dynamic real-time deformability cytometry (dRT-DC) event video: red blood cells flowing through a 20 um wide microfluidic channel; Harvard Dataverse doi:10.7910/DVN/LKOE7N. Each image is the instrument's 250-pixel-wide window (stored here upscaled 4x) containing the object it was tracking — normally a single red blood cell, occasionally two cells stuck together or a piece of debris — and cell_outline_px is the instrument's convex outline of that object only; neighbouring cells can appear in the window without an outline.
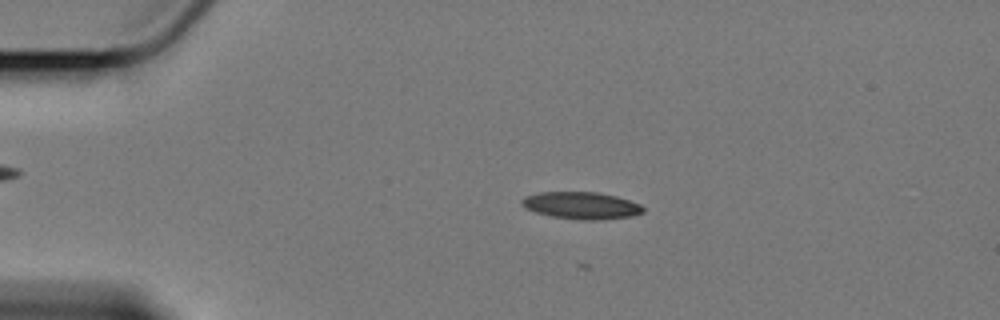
{"species": "Egyptian fruit bat (a non-hibernating species)", "species_latin": "Rousettus aegyptiacus", "temperature_condition": "cold", "stored_images_in_passage": 41, "camera_frame_rate_fps": 3000, "um_per_image_px": 0.085, "animal": {"sex": "female"}, "frame": {"image": 1, "passage_image": 3, "time_ms": 0.667, "image_size_px": [1000, 320], "cell_outline_px": [[644, 212], [632, 216], [604, 220], [580, 220], [552, 216], [536, 212], [524, 208], [520, 204], [520, 200], [524, 196], [540, 192], [596, 192], [616, 196], [640, 204], [644, 208]], "centroid_in_image_um": [49.4, 17.47], "position_along_channel_um": 35.6, "area_um2": 19.31}}
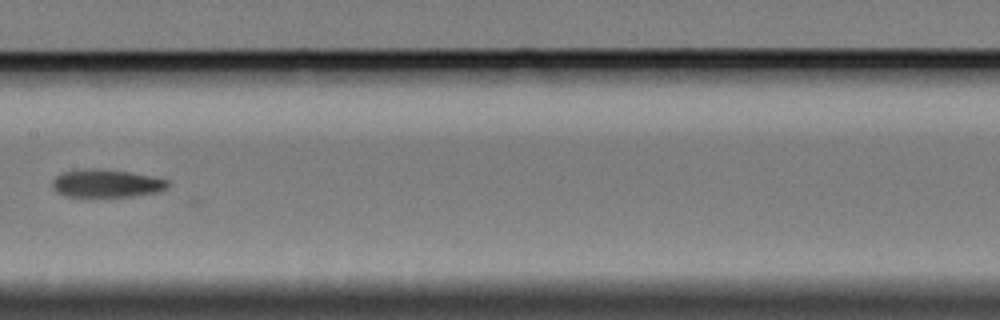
{"frame": {"image": 2, "passage_image": 21, "time_ms": 6.667, "image_size_px": [1000, 320], "cell_outline_px": [[168, 188], [156, 192], [132, 196], [64, 196], [56, 192], [52, 188], [52, 180], [60, 172], [88, 168], [100, 168], [128, 172], [168, 180]], "centroid_in_image_um": [8.98, 15.58], "position_along_channel_um": 198.4, "area_um2": 18.73}}
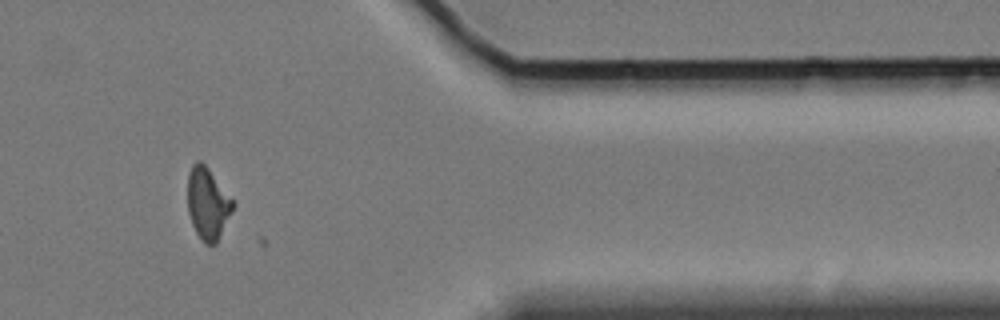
{"frame": {"image": 3, "passage_image": 40, "time_ms": 13.0, "image_size_px": [1000, 320], "cell_outline_px": [[236, 204], [216, 244], [204, 244], [200, 240], [192, 224], [188, 212], [188, 172], [192, 164], [196, 160], [200, 160], [208, 168]], "centroid_in_image_um": [17.65, 17.31], "position_along_channel_um": 393.8, "area_um2": 18.96}}